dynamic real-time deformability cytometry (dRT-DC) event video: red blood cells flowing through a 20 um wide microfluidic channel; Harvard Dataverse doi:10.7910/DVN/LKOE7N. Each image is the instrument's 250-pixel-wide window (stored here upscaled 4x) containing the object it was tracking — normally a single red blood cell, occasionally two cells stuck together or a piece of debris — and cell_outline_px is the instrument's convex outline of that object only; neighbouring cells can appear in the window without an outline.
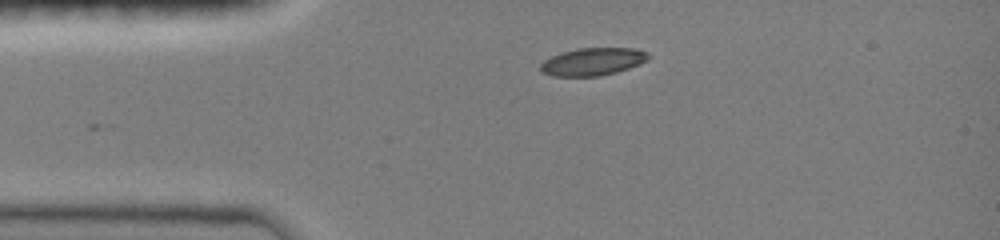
{"species": "common noctule bat (a hibernating species)", "species_latin": "Nyctalus noctula", "temperature_condition": "room temperature", "stored_images_in_passage": 3, "camera_frame_rate_fps": 3000, "um_per_image_px": 0.085, "animal": {"sex": "female", "body_mass_g": 19.0, "forearm_length_mm": 51.5}, "frame": {"image": 1, "passage_image": 3, "time_ms": 1.667, "image_size_px": [1000, 240], "cell_outline_px": [[652, 56], [648, 60], [640, 64], [616, 72], [600, 76], [552, 76], [540, 72], [540, 64], [544, 60], [560, 52], [576, 48], [636, 48], [648, 52]], "centroid_in_image_um": [50.39, 5.23], "position_along_channel_um": 34.6, "area_um2": 17.63}}